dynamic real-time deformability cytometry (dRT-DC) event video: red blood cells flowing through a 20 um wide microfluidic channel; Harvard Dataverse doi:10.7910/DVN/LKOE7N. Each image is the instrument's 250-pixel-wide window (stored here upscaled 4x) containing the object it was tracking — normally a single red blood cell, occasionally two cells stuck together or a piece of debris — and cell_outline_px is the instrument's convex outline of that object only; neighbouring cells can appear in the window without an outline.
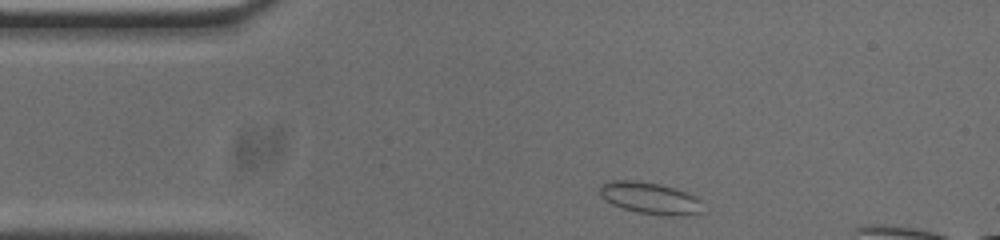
{"species": "common noctule bat (a hibernating species)", "species_latin": "Nyctalus noctula", "temperature_condition": "cold", "stored_images_in_passage": 41, "segment_of_instrument_passage": [1, 2], "camera_frame_rate_fps": 3000, "um_per_image_px": 0.085, "animal": {"sex": "male", "body_mass_g": 20.0, "forearm_length_mm": 53.3}, "frame": {"image": 1, "passage_image": 1, "time_ms": 0.0, "image_size_px": [1000, 240], "cell_outline_px": [[704, 212], [680, 216], [668, 216], [636, 212], [612, 204], [604, 200], [600, 196], [600, 184], [612, 180], [636, 180], [660, 184], [696, 196], [700, 200]], "centroid_in_image_um": [55.24, 16.84], "position_along_channel_um": 29.8, "area_um2": 19.13}}
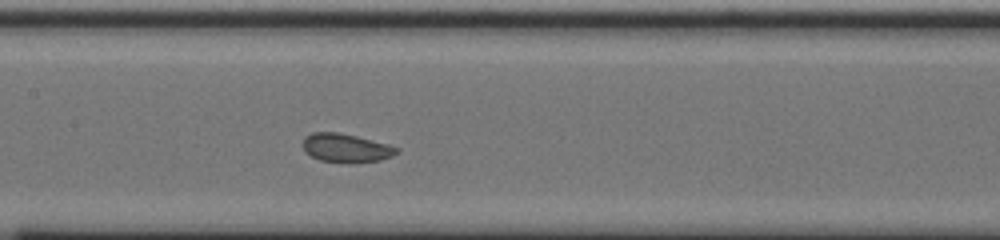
{"frame": {"image": 2, "passage_image": 16, "time_ms": 5.0, "image_size_px": [1000, 240], "cell_outline_px": [[400, 152], [392, 156], [380, 160], [356, 164], [352, 164], [320, 160], [304, 152], [304, 136], [312, 132], [336, 132], [356, 136], [388, 144], [400, 148]], "centroid_in_image_um": [29.44, 12.59], "position_along_channel_um": 178.0, "area_um2": 15.9}}
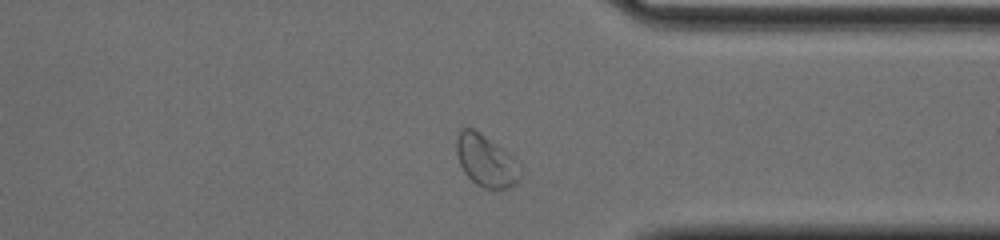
{"frame": {"image": 3, "passage_image": 32, "time_ms": 10.333, "image_size_px": [1000, 240], "cell_outline_px": [[520, 180], [516, 184], [508, 188], [484, 188], [476, 184], [464, 172], [456, 156], [456, 136], [460, 128], [472, 128], [480, 132], [508, 152], [512, 156], [520, 176]], "centroid_in_image_um": [41.25, 13.64], "position_along_channel_um": 370.1, "area_um2": 19.07}}